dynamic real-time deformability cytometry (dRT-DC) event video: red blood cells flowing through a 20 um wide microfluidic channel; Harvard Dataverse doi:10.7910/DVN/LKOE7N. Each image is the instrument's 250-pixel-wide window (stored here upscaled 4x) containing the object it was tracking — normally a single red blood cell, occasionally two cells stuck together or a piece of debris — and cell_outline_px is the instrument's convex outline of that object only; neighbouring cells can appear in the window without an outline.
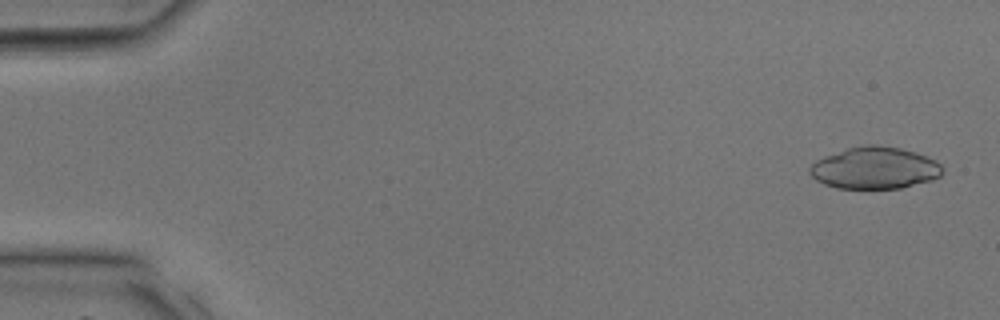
{"species": "common noctule bat (a hibernating species)", "species_latin": "Nyctalus noctula", "temperature_condition": "room temperature", "stored_images_in_passage": 36, "camera_frame_rate_fps": 3000, "um_per_image_px": 0.085, "animal": {"sex": "male", "body_mass_g": 17.9, "forearm_length_mm": 54.2}, "frame": {"image": 1, "passage_image": 1, "time_ms": 0.0, "image_size_px": [1000, 320], "cell_outline_px": [[944, 172], [940, 176], [932, 180], [900, 188], [836, 188], [824, 184], [816, 180], [808, 172], [808, 168], [816, 160], [824, 156], [848, 148], [868, 144], [876, 144], [900, 148], [936, 160], [944, 168]], "centroid_in_image_um": [74.34, 14.28], "position_along_channel_um": 10.7, "area_um2": 32.37}}